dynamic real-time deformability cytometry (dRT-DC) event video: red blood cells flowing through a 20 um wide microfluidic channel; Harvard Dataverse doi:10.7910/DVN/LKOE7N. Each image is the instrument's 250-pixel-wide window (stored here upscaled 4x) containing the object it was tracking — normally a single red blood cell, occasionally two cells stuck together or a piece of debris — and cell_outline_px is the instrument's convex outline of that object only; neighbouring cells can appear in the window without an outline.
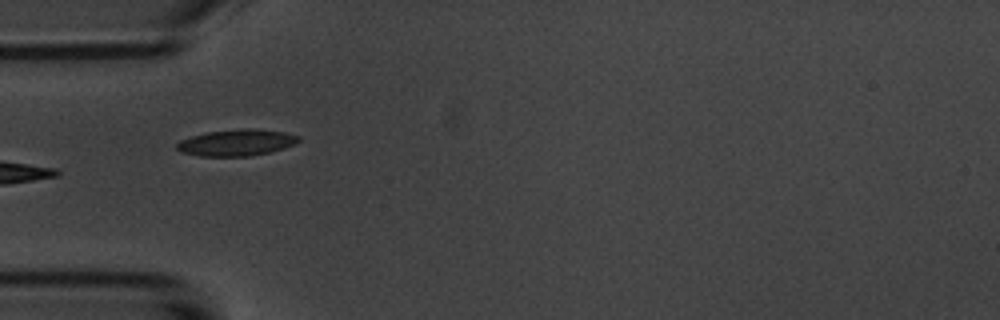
{"species": "common noctule bat (a hibernating species)", "species_latin": "Nyctalus noctula", "temperature_condition": "room temperature", "stored_images_in_passage": 10, "camera_frame_rate_fps": 3000, "um_per_image_px": 0.085, "animal": {"sex": "male", "body_mass_g": 20.1, "forearm_length_mm": 53.5}, "frame": {"image": 1, "passage_image": 5, "time_ms": 4.667, "image_size_px": [1000, 320], "cell_outline_px": [[300, 140], [284, 148], [268, 152], [248, 156], [200, 156], [180, 152], [176, 148], [176, 144], [180, 140], [204, 132], [244, 128], [252, 128], [284, 132], [300, 136]], "centroid_in_image_um": [20.07, 12.11], "position_along_channel_um": 64.9, "area_um2": 18.73}}
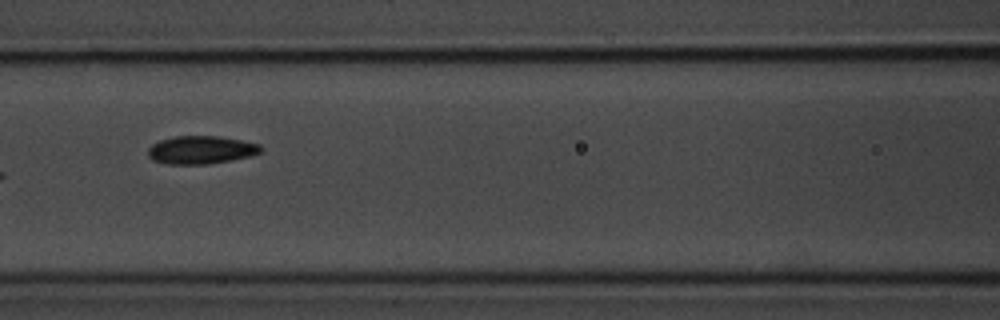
{"frame": {"image": 2, "passage_image": 7, "time_ms": 7.0, "image_size_px": [1000, 320], "cell_outline_px": [[264, 148], [260, 152], [248, 156], [232, 160], [208, 164], [168, 164], [152, 160], [148, 156], [148, 148], [152, 144], [160, 140], [176, 136], [220, 136], [260, 144]], "centroid_in_image_um": [17.08, 12.74], "position_along_channel_um": 149.5, "area_um2": 18.44}}
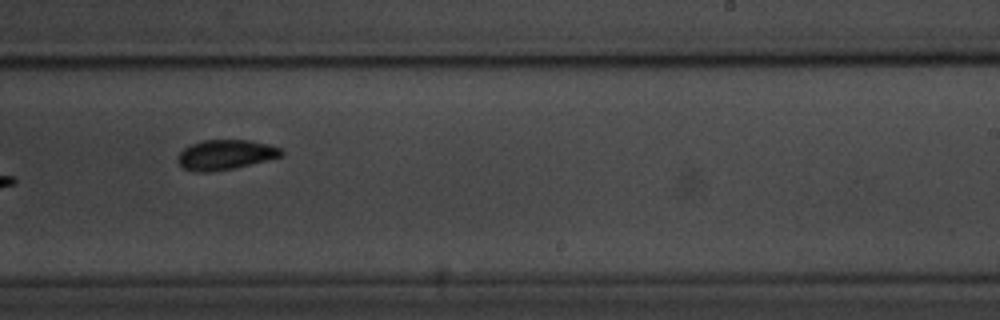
{"frame": {"image": 3, "passage_image": 10, "time_ms": 10.333, "image_size_px": [1000, 320], "cell_outline_px": [[284, 156], [236, 168], [212, 172], [196, 172], [184, 168], [176, 160], [176, 156], [184, 148], [200, 140], [248, 140], [268, 144], [280, 148], [284, 152]], "centroid_in_image_um": [19.16, 13.16], "position_along_channel_um": 269.8, "area_um2": 18.26}}